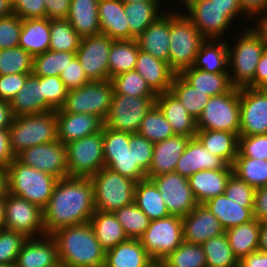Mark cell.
I'll return each instance as SVG.
<instances>
[{
	"mask_svg": "<svg viewBox=\"0 0 267 267\" xmlns=\"http://www.w3.org/2000/svg\"><path fill=\"white\" fill-rule=\"evenodd\" d=\"M81 39L67 19L50 20L49 50L76 53Z\"/></svg>",
	"mask_w": 267,
	"mask_h": 267,
	"instance_id": "47",
	"label": "cell"
},
{
	"mask_svg": "<svg viewBox=\"0 0 267 267\" xmlns=\"http://www.w3.org/2000/svg\"><path fill=\"white\" fill-rule=\"evenodd\" d=\"M104 165L136 182L146 179V172L135 162L134 152L130 147L126 153L104 154Z\"/></svg>",
	"mask_w": 267,
	"mask_h": 267,
	"instance_id": "52",
	"label": "cell"
},
{
	"mask_svg": "<svg viewBox=\"0 0 267 267\" xmlns=\"http://www.w3.org/2000/svg\"><path fill=\"white\" fill-rule=\"evenodd\" d=\"M227 43L223 39H206L198 50L193 67L211 73H229Z\"/></svg>",
	"mask_w": 267,
	"mask_h": 267,
	"instance_id": "34",
	"label": "cell"
},
{
	"mask_svg": "<svg viewBox=\"0 0 267 267\" xmlns=\"http://www.w3.org/2000/svg\"><path fill=\"white\" fill-rule=\"evenodd\" d=\"M257 18H267V3L264 10L262 11V14Z\"/></svg>",
	"mask_w": 267,
	"mask_h": 267,
	"instance_id": "77",
	"label": "cell"
},
{
	"mask_svg": "<svg viewBox=\"0 0 267 267\" xmlns=\"http://www.w3.org/2000/svg\"><path fill=\"white\" fill-rule=\"evenodd\" d=\"M196 137L209 152L222 158L228 165L232 166L238 154L239 135L237 133L198 130Z\"/></svg>",
	"mask_w": 267,
	"mask_h": 267,
	"instance_id": "35",
	"label": "cell"
},
{
	"mask_svg": "<svg viewBox=\"0 0 267 267\" xmlns=\"http://www.w3.org/2000/svg\"><path fill=\"white\" fill-rule=\"evenodd\" d=\"M207 267H238V258L229 245L226 233L210 238L202 245Z\"/></svg>",
	"mask_w": 267,
	"mask_h": 267,
	"instance_id": "44",
	"label": "cell"
},
{
	"mask_svg": "<svg viewBox=\"0 0 267 267\" xmlns=\"http://www.w3.org/2000/svg\"><path fill=\"white\" fill-rule=\"evenodd\" d=\"M13 14V5L9 0H0V19Z\"/></svg>",
	"mask_w": 267,
	"mask_h": 267,
	"instance_id": "72",
	"label": "cell"
},
{
	"mask_svg": "<svg viewBox=\"0 0 267 267\" xmlns=\"http://www.w3.org/2000/svg\"><path fill=\"white\" fill-rule=\"evenodd\" d=\"M50 20L45 18L22 20L19 45L33 57L49 50Z\"/></svg>",
	"mask_w": 267,
	"mask_h": 267,
	"instance_id": "32",
	"label": "cell"
},
{
	"mask_svg": "<svg viewBox=\"0 0 267 267\" xmlns=\"http://www.w3.org/2000/svg\"><path fill=\"white\" fill-rule=\"evenodd\" d=\"M267 134V94L262 88H240L239 136Z\"/></svg>",
	"mask_w": 267,
	"mask_h": 267,
	"instance_id": "18",
	"label": "cell"
},
{
	"mask_svg": "<svg viewBox=\"0 0 267 267\" xmlns=\"http://www.w3.org/2000/svg\"><path fill=\"white\" fill-rule=\"evenodd\" d=\"M99 26L113 40H130V26L121 0H99Z\"/></svg>",
	"mask_w": 267,
	"mask_h": 267,
	"instance_id": "28",
	"label": "cell"
},
{
	"mask_svg": "<svg viewBox=\"0 0 267 267\" xmlns=\"http://www.w3.org/2000/svg\"><path fill=\"white\" fill-rule=\"evenodd\" d=\"M134 203L153 220L169 216L158 187L151 179L138 181L135 187Z\"/></svg>",
	"mask_w": 267,
	"mask_h": 267,
	"instance_id": "38",
	"label": "cell"
},
{
	"mask_svg": "<svg viewBox=\"0 0 267 267\" xmlns=\"http://www.w3.org/2000/svg\"><path fill=\"white\" fill-rule=\"evenodd\" d=\"M181 3L183 2L184 6L190 3L192 0H179Z\"/></svg>",
	"mask_w": 267,
	"mask_h": 267,
	"instance_id": "78",
	"label": "cell"
},
{
	"mask_svg": "<svg viewBox=\"0 0 267 267\" xmlns=\"http://www.w3.org/2000/svg\"><path fill=\"white\" fill-rule=\"evenodd\" d=\"M224 194L236 203H254L255 188L232 173L226 183Z\"/></svg>",
	"mask_w": 267,
	"mask_h": 267,
	"instance_id": "58",
	"label": "cell"
},
{
	"mask_svg": "<svg viewBox=\"0 0 267 267\" xmlns=\"http://www.w3.org/2000/svg\"><path fill=\"white\" fill-rule=\"evenodd\" d=\"M71 0H45L46 17L49 20L66 19Z\"/></svg>",
	"mask_w": 267,
	"mask_h": 267,
	"instance_id": "63",
	"label": "cell"
},
{
	"mask_svg": "<svg viewBox=\"0 0 267 267\" xmlns=\"http://www.w3.org/2000/svg\"><path fill=\"white\" fill-rule=\"evenodd\" d=\"M180 75L194 88L210 97L225 94L233 88L229 73H211L192 66L184 69Z\"/></svg>",
	"mask_w": 267,
	"mask_h": 267,
	"instance_id": "37",
	"label": "cell"
},
{
	"mask_svg": "<svg viewBox=\"0 0 267 267\" xmlns=\"http://www.w3.org/2000/svg\"><path fill=\"white\" fill-rule=\"evenodd\" d=\"M112 41L102 33L81 39L76 57L90 81L109 80L108 57Z\"/></svg>",
	"mask_w": 267,
	"mask_h": 267,
	"instance_id": "16",
	"label": "cell"
},
{
	"mask_svg": "<svg viewBox=\"0 0 267 267\" xmlns=\"http://www.w3.org/2000/svg\"><path fill=\"white\" fill-rule=\"evenodd\" d=\"M123 3L160 2L163 0H121Z\"/></svg>",
	"mask_w": 267,
	"mask_h": 267,
	"instance_id": "76",
	"label": "cell"
},
{
	"mask_svg": "<svg viewBox=\"0 0 267 267\" xmlns=\"http://www.w3.org/2000/svg\"><path fill=\"white\" fill-rule=\"evenodd\" d=\"M15 158L10 147L9 130L8 128H0V169L5 171Z\"/></svg>",
	"mask_w": 267,
	"mask_h": 267,
	"instance_id": "65",
	"label": "cell"
},
{
	"mask_svg": "<svg viewBox=\"0 0 267 267\" xmlns=\"http://www.w3.org/2000/svg\"><path fill=\"white\" fill-rule=\"evenodd\" d=\"M69 177L90 178L104 165L102 130L66 144Z\"/></svg>",
	"mask_w": 267,
	"mask_h": 267,
	"instance_id": "12",
	"label": "cell"
},
{
	"mask_svg": "<svg viewBox=\"0 0 267 267\" xmlns=\"http://www.w3.org/2000/svg\"><path fill=\"white\" fill-rule=\"evenodd\" d=\"M9 103L14 116L44 112L42 77L30 74L22 89Z\"/></svg>",
	"mask_w": 267,
	"mask_h": 267,
	"instance_id": "33",
	"label": "cell"
},
{
	"mask_svg": "<svg viewBox=\"0 0 267 267\" xmlns=\"http://www.w3.org/2000/svg\"><path fill=\"white\" fill-rule=\"evenodd\" d=\"M50 235L56 242L60 263L67 267H104L105 250L89 222L59 228Z\"/></svg>",
	"mask_w": 267,
	"mask_h": 267,
	"instance_id": "2",
	"label": "cell"
},
{
	"mask_svg": "<svg viewBox=\"0 0 267 267\" xmlns=\"http://www.w3.org/2000/svg\"><path fill=\"white\" fill-rule=\"evenodd\" d=\"M139 240L151 259L160 263L183 242L182 217L169 215L151 221Z\"/></svg>",
	"mask_w": 267,
	"mask_h": 267,
	"instance_id": "11",
	"label": "cell"
},
{
	"mask_svg": "<svg viewBox=\"0 0 267 267\" xmlns=\"http://www.w3.org/2000/svg\"><path fill=\"white\" fill-rule=\"evenodd\" d=\"M129 147L134 152L135 162L147 173L152 161L154 143L138 133H130Z\"/></svg>",
	"mask_w": 267,
	"mask_h": 267,
	"instance_id": "57",
	"label": "cell"
},
{
	"mask_svg": "<svg viewBox=\"0 0 267 267\" xmlns=\"http://www.w3.org/2000/svg\"><path fill=\"white\" fill-rule=\"evenodd\" d=\"M89 223L94 230L97 240L105 251L129 239L113 212L96 210Z\"/></svg>",
	"mask_w": 267,
	"mask_h": 267,
	"instance_id": "36",
	"label": "cell"
},
{
	"mask_svg": "<svg viewBox=\"0 0 267 267\" xmlns=\"http://www.w3.org/2000/svg\"><path fill=\"white\" fill-rule=\"evenodd\" d=\"M13 14L22 20L46 17L45 0H14Z\"/></svg>",
	"mask_w": 267,
	"mask_h": 267,
	"instance_id": "60",
	"label": "cell"
},
{
	"mask_svg": "<svg viewBox=\"0 0 267 267\" xmlns=\"http://www.w3.org/2000/svg\"><path fill=\"white\" fill-rule=\"evenodd\" d=\"M16 159L57 179L69 177L66 145L59 140L29 147L20 152Z\"/></svg>",
	"mask_w": 267,
	"mask_h": 267,
	"instance_id": "17",
	"label": "cell"
},
{
	"mask_svg": "<svg viewBox=\"0 0 267 267\" xmlns=\"http://www.w3.org/2000/svg\"><path fill=\"white\" fill-rule=\"evenodd\" d=\"M232 173V166L227 165L224 169L201 170L192 174L188 181L197 202L204 204L224 194L226 183Z\"/></svg>",
	"mask_w": 267,
	"mask_h": 267,
	"instance_id": "27",
	"label": "cell"
},
{
	"mask_svg": "<svg viewBox=\"0 0 267 267\" xmlns=\"http://www.w3.org/2000/svg\"><path fill=\"white\" fill-rule=\"evenodd\" d=\"M98 2L99 0H71L66 19L81 38L101 33Z\"/></svg>",
	"mask_w": 267,
	"mask_h": 267,
	"instance_id": "31",
	"label": "cell"
},
{
	"mask_svg": "<svg viewBox=\"0 0 267 267\" xmlns=\"http://www.w3.org/2000/svg\"><path fill=\"white\" fill-rule=\"evenodd\" d=\"M267 83V48L257 64L254 88H261Z\"/></svg>",
	"mask_w": 267,
	"mask_h": 267,
	"instance_id": "68",
	"label": "cell"
},
{
	"mask_svg": "<svg viewBox=\"0 0 267 267\" xmlns=\"http://www.w3.org/2000/svg\"><path fill=\"white\" fill-rule=\"evenodd\" d=\"M169 66L180 74L193 66L198 50L206 40L184 13L170 11Z\"/></svg>",
	"mask_w": 267,
	"mask_h": 267,
	"instance_id": "7",
	"label": "cell"
},
{
	"mask_svg": "<svg viewBox=\"0 0 267 267\" xmlns=\"http://www.w3.org/2000/svg\"><path fill=\"white\" fill-rule=\"evenodd\" d=\"M59 262L57 245L50 234L27 238L14 267H54Z\"/></svg>",
	"mask_w": 267,
	"mask_h": 267,
	"instance_id": "20",
	"label": "cell"
},
{
	"mask_svg": "<svg viewBox=\"0 0 267 267\" xmlns=\"http://www.w3.org/2000/svg\"><path fill=\"white\" fill-rule=\"evenodd\" d=\"M15 157L29 147L57 140L56 110L15 116L8 128Z\"/></svg>",
	"mask_w": 267,
	"mask_h": 267,
	"instance_id": "5",
	"label": "cell"
},
{
	"mask_svg": "<svg viewBox=\"0 0 267 267\" xmlns=\"http://www.w3.org/2000/svg\"><path fill=\"white\" fill-rule=\"evenodd\" d=\"M253 215L260 223L267 222V185L255 189Z\"/></svg>",
	"mask_w": 267,
	"mask_h": 267,
	"instance_id": "64",
	"label": "cell"
},
{
	"mask_svg": "<svg viewBox=\"0 0 267 267\" xmlns=\"http://www.w3.org/2000/svg\"><path fill=\"white\" fill-rule=\"evenodd\" d=\"M160 264L164 267H207L203 247L185 241Z\"/></svg>",
	"mask_w": 267,
	"mask_h": 267,
	"instance_id": "50",
	"label": "cell"
},
{
	"mask_svg": "<svg viewBox=\"0 0 267 267\" xmlns=\"http://www.w3.org/2000/svg\"><path fill=\"white\" fill-rule=\"evenodd\" d=\"M6 191V173L3 169H0V196Z\"/></svg>",
	"mask_w": 267,
	"mask_h": 267,
	"instance_id": "73",
	"label": "cell"
},
{
	"mask_svg": "<svg viewBox=\"0 0 267 267\" xmlns=\"http://www.w3.org/2000/svg\"><path fill=\"white\" fill-rule=\"evenodd\" d=\"M183 241L202 245L208 239L222 235L225 229L218 218L204 205L198 204L182 217Z\"/></svg>",
	"mask_w": 267,
	"mask_h": 267,
	"instance_id": "19",
	"label": "cell"
},
{
	"mask_svg": "<svg viewBox=\"0 0 267 267\" xmlns=\"http://www.w3.org/2000/svg\"><path fill=\"white\" fill-rule=\"evenodd\" d=\"M134 70L146 80L156 94L170 91L176 74L167 62L140 49Z\"/></svg>",
	"mask_w": 267,
	"mask_h": 267,
	"instance_id": "25",
	"label": "cell"
},
{
	"mask_svg": "<svg viewBox=\"0 0 267 267\" xmlns=\"http://www.w3.org/2000/svg\"><path fill=\"white\" fill-rule=\"evenodd\" d=\"M183 13L205 39H224V33L233 26L234 19L241 15V6H220L214 0H192ZM232 22V23H231Z\"/></svg>",
	"mask_w": 267,
	"mask_h": 267,
	"instance_id": "6",
	"label": "cell"
},
{
	"mask_svg": "<svg viewBox=\"0 0 267 267\" xmlns=\"http://www.w3.org/2000/svg\"><path fill=\"white\" fill-rule=\"evenodd\" d=\"M27 238L45 235L43 209L19 196L4 193V227Z\"/></svg>",
	"mask_w": 267,
	"mask_h": 267,
	"instance_id": "13",
	"label": "cell"
},
{
	"mask_svg": "<svg viewBox=\"0 0 267 267\" xmlns=\"http://www.w3.org/2000/svg\"><path fill=\"white\" fill-rule=\"evenodd\" d=\"M27 237L16 231L0 229V264L14 266Z\"/></svg>",
	"mask_w": 267,
	"mask_h": 267,
	"instance_id": "54",
	"label": "cell"
},
{
	"mask_svg": "<svg viewBox=\"0 0 267 267\" xmlns=\"http://www.w3.org/2000/svg\"><path fill=\"white\" fill-rule=\"evenodd\" d=\"M110 80L113 84V94L133 97H157V94L136 70L121 73Z\"/></svg>",
	"mask_w": 267,
	"mask_h": 267,
	"instance_id": "49",
	"label": "cell"
},
{
	"mask_svg": "<svg viewBox=\"0 0 267 267\" xmlns=\"http://www.w3.org/2000/svg\"><path fill=\"white\" fill-rule=\"evenodd\" d=\"M238 267H267V252L261 250L251 252L239 259Z\"/></svg>",
	"mask_w": 267,
	"mask_h": 267,
	"instance_id": "66",
	"label": "cell"
},
{
	"mask_svg": "<svg viewBox=\"0 0 267 267\" xmlns=\"http://www.w3.org/2000/svg\"><path fill=\"white\" fill-rule=\"evenodd\" d=\"M157 97L113 94L104 126L114 131L138 133L140 124Z\"/></svg>",
	"mask_w": 267,
	"mask_h": 267,
	"instance_id": "14",
	"label": "cell"
},
{
	"mask_svg": "<svg viewBox=\"0 0 267 267\" xmlns=\"http://www.w3.org/2000/svg\"><path fill=\"white\" fill-rule=\"evenodd\" d=\"M232 169L233 174L255 189L267 185V160L244 157L238 151Z\"/></svg>",
	"mask_w": 267,
	"mask_h": 267,
	"instance_id": "43",
	"label": "cell"
},
{
	"mask_svg": "<svg viewBox=\"0 0 267 267\" xmlns=\"http://www.w3.org/2000/svg\"><path fill=\"white\" fill-rule=\"evenodd\" d=\"M190 138L186 135L175 134L169 139L155 143L150 169L146 173V178L151 179L154 176L174 172Z\"/></svg>",
	"mask_w": 267,
	"mask_h": 267,
	"instance_id": "23",
	"label": "cell"
},
{
	"mask_svg": "<svg viewBox=\"0 0 267 267\" xmlns=\"http://www.w3.org/2000/svg\"><path fill=\"white\" fill-rule=\"evenodd\" d=\"M30 74L0 75V100L10 102L22 89Z\"/></svg>",
	"mask_w": 267,
	"mask_h": 267,
	"instance_id": "62",
	"label": "cell"
},
{
	"mask_svg": "<svg viewBox=\"0 0 267 267\" xmlns=\"http://www.w3.org/2000/svg\"><path fill=\"white\" fill-rule=\"evenodd\" d=\"M75 57L74 52L48 50L33 57L32 74L37 77L60 76Z\"/></svg>",
	"mask_w": 267,
	"mask_h": 267,
	"instance_id": "46",
	"label": "cell"
},
{
	"mask_svg": "<svg viewBox=\"0 0 267 267\" xmlns=\"http://www.w3.org/2000/svg\"><path fill=\"white\" fill-rule=\"evenodd\" d=\"M227 165L222 158L209 152L195 136L190 138L174 172L189 178L198 171L224 169Z\"/></svg>",
	"mask_w": 267,
	"mask_h": 267,
	"instance_id": "22",
	"label": "cell"
},
{
	"mask_svg": "<svg viewBox=\"0 0 267 267\" xmlns=\"http://www.w3.org/2000/svg\"><path fill=\"white\" fill-rule=\"evenodd\" d=\"M14 117L10 103L0 100V128H9Z\"/></svg>",
	"mask_w": 267,
	"mask_h": 267,
	"instance_id": "69",
	"label": "cell"
},
{
	"mask_svg": "<svg viewBox=\"0 0 267 267\" xmlns=\"http://www.w3.org/2000/svg\"><path fill=\"white\" fill-rule=\"evenodd\" d=\"M33 56L20 46L0 50V75L32 74Z\"/></svg>",
	"mask_w": 267,
	"mask_h": 267,
	"instance_id": "51",
	"label": "cell"
},
{
	"mask_svg": "<svg viewBox=\"0 0 267 267\" xmlns=\"http://www.w3.org/2000/svg\"><path fill=\"white\" fill-rule=\"evenodd\" d=\"M253 204L233 202L225 194L218 195L204 203L218 218L225 231L252 221L254 219Z\"/></svg>",
	"mask_w": 267,
	"mask_h": 267,
	"instance_id": "29",
	"label": "cell"
},
{
	"mask_svg": "<svg viewBox=\"0 0 267 267\" xmlns=\"http://www.w3.org/2000/svg\"><path fill=\"white\" fill-rule=\"evenodd\" d=\"M260 222L253 219L225 231L229 245L238 260L258 250Z\"/></svg>",
	"mask_w": 267,
	"mask_h": 267,
	"instance_id": "39",
	"label": "cell"
},
{
	"mask_svg": "<svg viewBox=\"0 0 267 267\" xmlns=\"http://www.w3.org/2000/svg\"><path fill=\"white\" fill-rule=\"evenodd\" d=\"M170 13L167 11L137 38L139 48L169 64Z\"/></svg>",
	"mask_w": 267,
	"mask_h": 267,
	"instance_id": "24",
	"label": "cell"
},
{
	"mask_svg": "<svg viewBox=\"0 0 267 267\" xmlns=\"http://www.w3.org/2000/svg\"><path fill=\"white\" fill-rule=\"evenodd\" d=\"M113 213L129 239H140L151 222L135 203L123 206Z\"/></svg>",
	"mask_w": 267,
	"mask_h": 267,
	"instance_id": "48",
	"label": "cell"
},
{
	"mask_svg": "<svg viewBox=\"0 0 267 267\" xmlns=\"http://www.w3.org/2000/svg\"><path fill=\"white\" fill-rule=\"evenodd\" d=\"M170 91L195 120L201 116L210 98V96L194 88L180 74H175Z\"/></svg>",
	"mask_w": 267,
	"mask_h": 267,
	"instance_id": "42",
	"label": "cell"
},
{
	"mask_svg": "<svg viewBox=\"0 0 267 267\" xmlns=\"http://www.w3.org/2000/svg\"><path fill=\"white\" fill-rule=\"evenodd\" d=\"M95 211L90 178L59 179L48 204L43 208L45 233L51 234L59 228L88 223Z\"/></svg>",
	"mask_w": 267,
	"mask_h": 267,
	"instance_id": "1",
	"label": "cell"
},
{
	"mask_svg": "<svg viewBox=\"0 0 267 267\" xmlns=\"http://www.w3.org/2000/svg\"><path fill=\"white\" fill-rule=\"evenodd\" d=\"M258 250L267 252V222L260 223Z\"/></svg>",
	"mask_w": 267,
	"mask_h": 267,
	"instance_id": "70",
	"label": "cell"
},
{
	"mask_svg": "<svg viewBox=\"0 0 267 267\" xmlns=\"http://www.w3.org/2000/svg\"><path fill=\"white\" fill-rule=\"evenodd\" d=\"M240 31L234 46L228 45L229 78L235 88H254V77L260 58L266 50L263 38L252 26ZM230 68L232 69L230 72Z\"/></svg>",
	"mask_w": 267,
	"mask_h": 267,
	"instance_id": "3",
	"label": "cell"
},
{
	"mask_svg": "<svg viewBox=\"0 0 267 267\" xmlns=\"http://www.w3.org/2000/svg\"><path fill=\"white\" fill-rule=\"evenodd\" d=\"M198 130L240 132V89L233 87L229 92L209 98L197 120Z\"/></svg>",
	"mask_w": 267,
	"mask_h": 267,
	"instance_id": "9",
	"label": "cell"
},
{
	"mask_svg": "<svg viewBox=\"0 0 267 267\" xmlns=\"http://www.w3.org/2000/svg\"><path fill=\"white\" fill-rule=\"evenodd\" d=\"M155 104L160 108L176 135H186L191 138L196 136L197 120L171 91L157 94Z\"/></svg>",
	"mask_w": 267,
	"mask_h": 267,
	"instance_id": "26",
	"label": "cell"
},
{
	"mask_svg": "<svg viewBox=\"0 0 267 267\" xmlns=\"http://www.w3.org/2000/svg\"><path fill=\"white\" fill-rule=\"evenodd\" d=\"M138 134L154 144L175 135L170 123L156 104L146 113L138 129Z\"/></svg>",
	"mask_w": 267,
	"mask_h": 267,
	"instance_id": "45",
	"label": "cell"
},
{
	"mask_svg": "<svg viewBox=\"0 0 267 267\" xmlns=\"http://www.w3.org/2000/svg\"><path fill=\"white\" fill-rule=\"evenodd\" d=\"M6 191L37 204L42 209L54 191L59 179L34 167L23 165L16 158L8 165Z\"/></svg>",
	"mask_w": 267,
	"mask_h": 267,
	"instance_id": "4",
	"label": "cell"
},
{
	"mask_svg": "<svg viewBox=\"0 0 267 267\" xmlns=\"http://www.w3.org/2000/svg\"><path fill=\"white\" fill-rule=\"evenodd\" d=\"M154 263L139 239H128L105 251L104 267H151Z\"/></svg>",
	"mask_w": 267,
	"mask_h": 267,
	"instance_id": "30",
	"label": "cell"
},
{
	"mask_svg": "<svg viewBox=\"0 0 267 267\" xmlns=\"http://www.w3.org/2000/svg\"><path fill=\"white\" fill-rule=\"evenodd\" d=\"M54 267H67L66 265H64L63 263H58L57 265H55Z\"/></svg>",
	"mask_w": 267,
	"mask_h": 267,
	"instance_id": "80",
	"label": "cell"
},
{
	"mask_svg": "<svg viewBox=\"0 0 267 267\" xmlns=\"http://www.w3.org/2000/svg\"><path fill=\"white\" fill-rule=\"evenodd\" d=\"M266 3L267 0H240L242 12L251 20L262 14Z\"/></svg>",
	"mask_w": 267,
	"mask_h": 267,
	"instance_id": "67",
	"label": "cell"
},
{
	"mask_svg": "<svg viewBox=\"0 0 267 267\" xmlns=\"http://www.w3.org/2000/svg\"><path fill=\"white\" fill-rule=\"evenodd\" d=\"M160 2L124 3V13L130 26V40L136 39L161 15ZM160 12V13H159Z\"/></svg>",
	"mask_w": 267,
	"mask_h": 267,
	"instance_id": "40",
	"label": "cell"
},
{
	"mask_svg": "<svg viewBox=\"0 0 267 267\" xmlns=\"http://www.w3.org/2000/svg\"><path fill=\"white\" fill-rule=\"evenodd\" d=\"M96 210L114 212L123 206L134 203L137 182L122 176L107 167L90 177Z\"/></svg>",
	"mask_w": 267,
	"mask_h": 267,
	"instance_id": "8",
	"label": "cell"
},
{
	"mask_svg": "<svg viewBox=\"0 0 267 267\" xmlns=\"http://www.w3.org/2000/svg\"><path fill=\"white\" fill-rule=\"evenodd\" d=\"M42 90L44 111L58 110L63 107L68 90L60 76L42 77Z\"/></svg>",
	"mask_w": 267,
	"mask_h": 267,
	"instance_id": "53",
	"label": "cell"
},
{
	"mask_svg": "<svg viewBox=\"0 0 267 267\" xmlns=\"http://www.w3.org/2000/svg\"><path fill=\"white\" fill-rule=\"evenodd\" d=\"M255 21L257 22L254 28L263 38L264 44L267 48V18H256Z\"/></svg>",
	"mask_w": 267,
	"mask_h": 267,
	"instance_id": "71",
	"label": "cell"
},
{
	"mask_svg": "<svg viewBox=\"0 0 267 267\" xmlns=\"http://www.w3.org/2000/svg\"><path fill=\"white\" fill-rule=\"evenodd\" d=\"M61 80L64 82L66 89L72 90L77 89L85 84L89 83L90 80L85 75V72L75 57L60 74Z\"/></svg>",
	"mask_w": 267,
	"mask_h": 267,
	"instance_id": "61",
	"label": "cell"
},
{
	"mask_svg": "<svg viewBox=\"0 0 267 267\" xmlns=\"http://www.w3.org/2000/svg\"><path fill=\"white\" fill-rule=\"evenodd\" d=\"M263 89V91L267 94V83L261 87Z\"/></svg>",
	"mask_w": 267,
	"mask_h": 267,
	"instance_id": "79",
	"label": "cell"
},
{
	"mask_svg": "<svg viewBox=\"0 0 267 267\" xmlns=\"http://www.w3.org/2000/svg\"><path fill=\"white\" fill-rule=\"evenodd\" d=\"M139 49V44L136 39L112 41L108 57L109 80L116 75L134 70Z\"/></svg>",
	"mask_w": 267,
	"mask_h": 267,
	"instance_id": "41",
	"label": "cell"
},
{
	"mask_svg": "<svg viewBox=\"0 0 267 267\" xmlns=\"http://www.w3.org/2000/svg\"><path fill=\"white\" fill-rule=\"evenodd\" d=\"M113 93L111 80L90 81L84 86L69 90L65 104L56 112L93 114L104 122L111 107Z\"/></svg>",
	"mask_w": 267,
	"mask_h": 267,
	"instance_id": "10",
	"label": "cell"
},
{
	"mask_svg": "<svg viewBox=\"0 0 267 267\" xmlns=\"http://www.w3.org/2000/svg\"><path fill=\"white\" fill-rule=\"evenodd\" d=\"M103 152L104 154L126 153L130 142V133L114 131L103 125Z\"/></svg>",
	"mask_w": 267,
	"mask_h": 267,
	"instance_id": "59",
	"label": "cell"
},
{
	"mask_svg": "<svg viewBox=\"0 0 267 267\" xmlns=\"http://www.w3.org/2000/svg\"><path fill=\"white\" fill-rule=\"evenodd\" d=\"M220 6H241L240 0H214Z\"/></svg>",
	"mask_w": 267,
	"mask_h": 267,
	"instance_id": "74",
	"label": "cell"
},
{
	"mask_svg": "<svg viewBox=\"0 0 267 267\" xmlns=\"http://www.w3.org/2000/svg\"><path fill=\"white\" fill-rule=\"evenodd\" d=\"M57 140L64 145L85 136L98 133L104 122L96 115L72 112H56Z\"/></svg>",
	"mask_w": 267,
	"mask_h": 267,
	"instance_id": "21",
	"label": "cell"
},
{
	"mask_svg": "<svg viewBox=\"0 0 267 267\" xmlns=\"http://www.w3.org/2000/svg\"><path fill=\"white\" fill-rule=\"evenodd\" d=\"M4 227V194L0 196V229Z\"/></svg>",
	"mask_w": 267,
	"mask_h": 267,
	"instance_id": "75",
	"label": "cell"
},
{
	"mask_svg": "<svg viewBox=\"0 0 267 267\" xmlns=\"http://www.w3.org/2000/svg\"><path fill=\"white\" fill-rule=\"evenodd\" d=\"M22 29V19L16 14L0 19V50L17 47Z\"/></svg>",
	"mask_w": 267,
	"mask_h": 267,
	"instance_id": "55",
	"label": "cell"
},
{
	"mask_svg": "<svg viewBox=\"0 0 267 267\" xmlns=\"http://www.w3.org/2000/svg\"><path fill=\"white\" fill-rule=\"evenodd\" d=\"M151 180L158 187L170 215L184 217L199 203L191 190L188 178L171 172L154 176Z\"/></svg>",
	"mask_w": 267,
	"mask_h": 267,
	"instance_id": "15",
	"label": "cell"
},
{
	"mask_svg": "<svg viewBox=\"0 0 267 267\" xmlns=\"http://www.w3.org/2000/svg\"><path fill=\"white\" fill-rule=\"evenodd\" d=\"M238 151L244 157L267 160V134L239 136Z\"/></svg>",
	"mask_w": 267,
	"mask_h": 267,
	"instance_id": "56",
	"label": "cell"
}]
</instances>
